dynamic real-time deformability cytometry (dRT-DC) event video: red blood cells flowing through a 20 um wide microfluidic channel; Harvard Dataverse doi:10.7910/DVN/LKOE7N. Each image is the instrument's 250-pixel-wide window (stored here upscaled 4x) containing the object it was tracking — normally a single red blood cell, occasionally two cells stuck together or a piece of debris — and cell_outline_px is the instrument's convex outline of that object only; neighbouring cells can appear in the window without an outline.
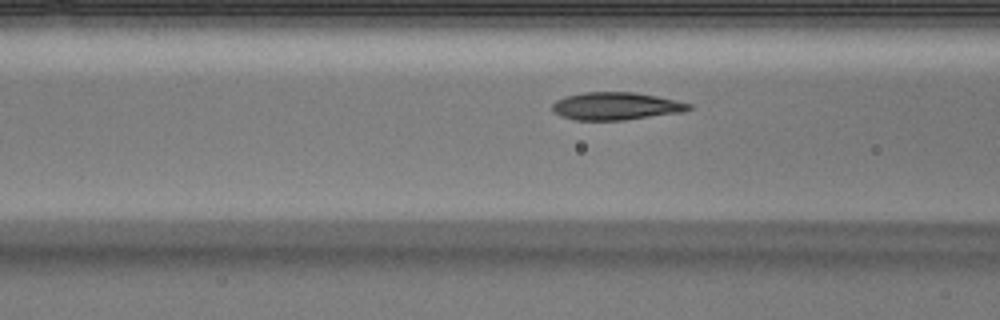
{"species": "Egyptian fruit bat (a non-hibernating species)", "species_latin": "Rousettus aegyptiacus", "temperature_condition": "warm", "stored_images_in_passage": 5, "camera_frame_rate_fps": 3000, "um_per_image_px": 0.085, "animal": {"sex": "male"}, "frame": {"image": 1, "passage_image": 5, "time_ms": 1.333, "image_size_px": [1000, 320], "cell_outline_px": [[692, 108], [684, 112], [624, 120], [576, 120], [560, 116], [552, 112], [552, 104], [556, 100], [564, 96], [584, 92], [632, 92], [656, 96], [692, 104]], "centroid_in_image_um": [52.32, 9.02], "position_along_channel_um": 114.3, "area_um2": 22.08}}